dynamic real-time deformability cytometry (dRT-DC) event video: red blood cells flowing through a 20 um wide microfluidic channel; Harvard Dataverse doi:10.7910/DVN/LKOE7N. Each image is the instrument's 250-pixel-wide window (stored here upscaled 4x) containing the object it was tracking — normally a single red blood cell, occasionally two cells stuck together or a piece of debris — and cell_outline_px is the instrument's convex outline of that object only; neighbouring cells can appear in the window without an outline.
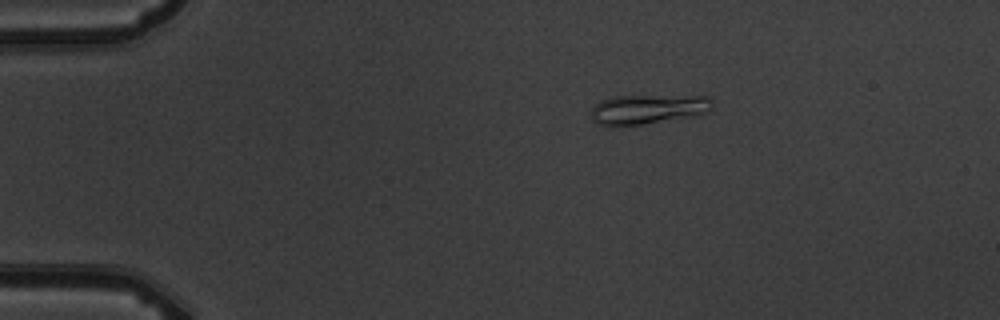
{"species": "common noctule bat (a hibernating species)", "species_latin": "Nyctalus noctula", "temperature_condition": "warm", "stored_images_in_passage": 3, "camera_frame_rate_fps": 3000, "um_per_image_px": 0.085, "animal": {"sex": "male", "body_mass_g": 19.5, "forearm_length_mm": 54.6}, "frame": {"image": 1, "passage_image": 1, "time_ms": 0.0, "image_size_px": [1000, 320], "cell_outline_px": [[712, 108], [708, 112], [700, 116], [612, 128], [596, 124], [592, 120], [588, 112], [600, 100], [612, 96], [708, 96], [712, 100]], "centroid_in_image_um": [55.02, 9.31], "position_along_channel_um": 30.0, "area_um2": 21.68}}